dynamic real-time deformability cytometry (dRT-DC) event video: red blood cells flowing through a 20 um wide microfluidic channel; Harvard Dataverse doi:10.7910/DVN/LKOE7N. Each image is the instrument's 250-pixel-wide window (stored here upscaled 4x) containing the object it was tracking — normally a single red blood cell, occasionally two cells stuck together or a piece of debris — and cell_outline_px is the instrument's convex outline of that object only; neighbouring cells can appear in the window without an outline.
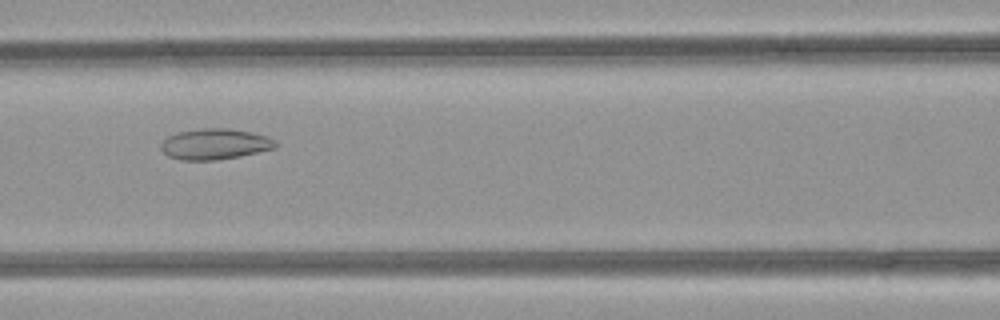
{"species": "common noctule bat (a hibernating species)", "species_latin": "Nyctalus noctula", "temperature_condition": "room temperature", "stored_images_in_passage": 40, "camera_frame_rate_fps": 3000, "um_per_image_px": 0.085, "animal": {"sex": "female", "body_mass_g": 21.9}, "frame": {"image": 1, "passage_image": 12, "time_ms": 3.667, "image_size_px": [1000, 320], "cell_outline_px": [[276, 148], [240, 156], [216, 160], [180, 160], [168, 156], [160, 148], [160, 144], [168, 136], [176, 132], [200, 128], [228, 128], [248, 132], [264, 136], [276, 140]], "centroid_in_image_um": [18.22, 12.25], "position_along_channel_um": 148.4, "area_um2": 20.52}}
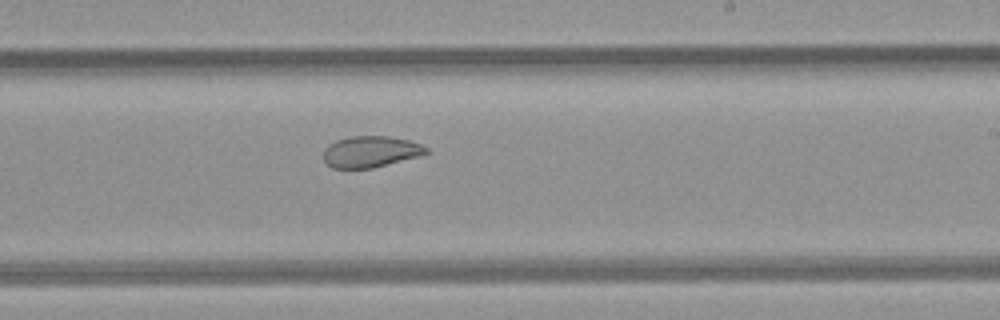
{"frame": {"image": 2, "passage_image": 20, "time_ms": 6.333, "image_size_px": [1000, 320], "cell_outline_px": [[428, 152], [420, 156], [372, 168], [332, 168], [324, 160], [324, 148], [328, 144], [336, 140], [348, 136], [388, 136], [408, 140], [420, 144], [428, 148]], "centroid_in_image_um": [31.48, 12.88], "position_along_channel_um": 257.5, "area_um2": 18.73}}
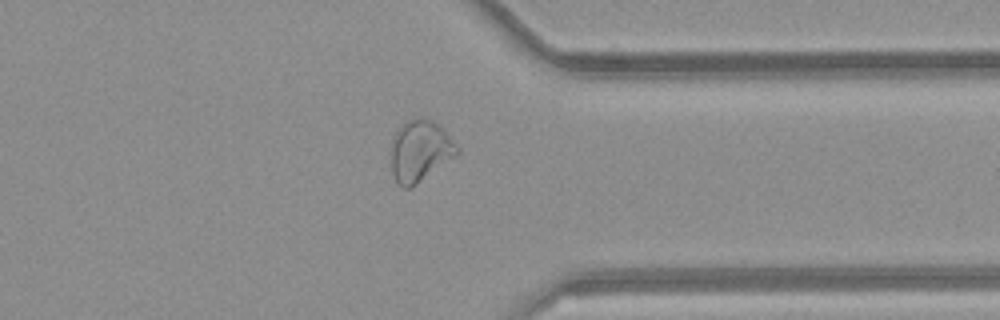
{"frame": {"image": 3, "passage_image": 29, "time_ms": 9.333, "image_size_px": [1000, 320], "cell_outline_px": [[460, 152], [456, 156], [416, 184], [408, 188], [404, 188], [396, 180], [392, 172], [392, 140], [396, 132], [408, 120], [416, 116], [420, 116], [432, 120], [444, 128], [460, 148]], "centroid_in_image_um": [35.75, 12.79], "position_along_channel_um": 375.7, "area_um2": 23.52}, "authors_computed_cell_mechanics": {"area_um2": 22.8888, "velocity_mm_per_s": 4.0986, "shape_relaxation_time_tau1_ms": null, "shape_relaxation_time_tau2_ms": 2.3877, "deformation_change_tau1": null, "deformation_change_tau2": 0.0782}}